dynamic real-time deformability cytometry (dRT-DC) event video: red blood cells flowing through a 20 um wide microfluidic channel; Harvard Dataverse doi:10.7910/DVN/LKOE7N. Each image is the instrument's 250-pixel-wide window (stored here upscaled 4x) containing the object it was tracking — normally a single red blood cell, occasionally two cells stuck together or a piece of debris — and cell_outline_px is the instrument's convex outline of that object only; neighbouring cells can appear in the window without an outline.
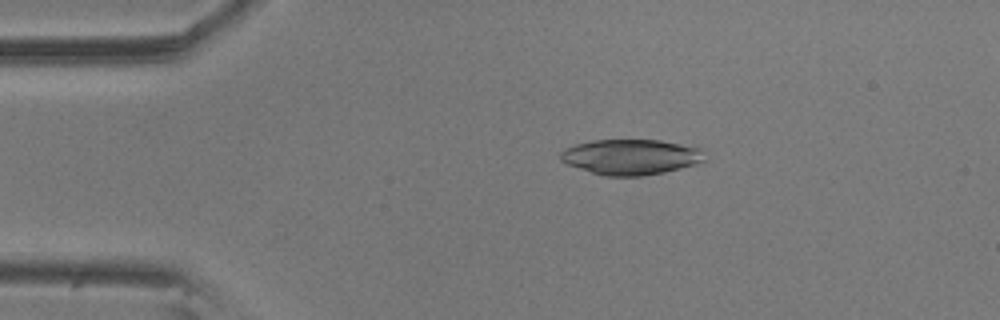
{"species": "common noctule bat (a hibernating species)", "species_latin": "Nyctalus noctula", "temperature_condition": "room temperature", "stored_images_in_passage": 56, "camera_frame_rate_fps": 3000, "um_per_image_px": 0.085, "animal": {"sex": "male", "body_mass_g": 20.5, "forearm_length_mm": 52.5}, "frame": {"image": 1, "passage_image": 10, "time_ms": 3.0, "image_size_px": [1000, 320], "cell_outline_px": [[704, 160], [680, 168], [664, 172], [644, 176], [604, 176], [568, 164], [560, 160], [560, 152], [576, 144], [592, 140], [660, 140], [704, 148]], "centroid_in_image_um": [53.64, 13.33], "position_along_channel_um": 31.4, "area_um2": 29.59}}
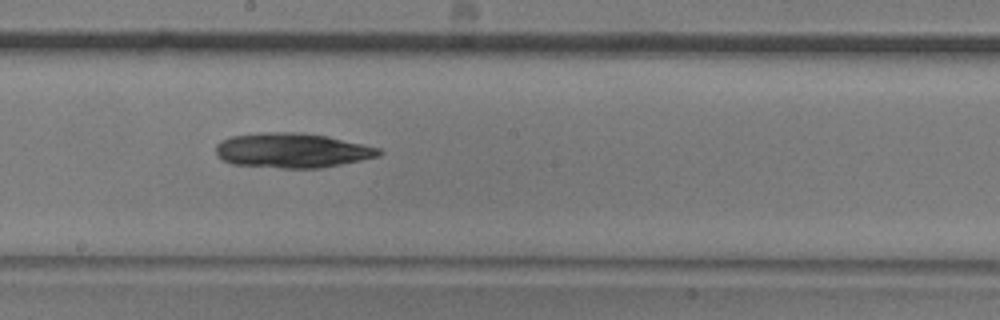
{"frame": {"image": 2, "passage_image": 30, "time_ms": 9.667, "image_size_px": [1000, 320], "cell_outline_px": [[384, 152], [380, 156], [320, 168], [280, 168], [232, 164], [216, 156], [216, 144], [220, 140], [232, 136], [260, 132], [300, 132], [328, 136], [380, 148]], "centroid_in_image_um": [24.81, 12.78], "position_along_channel_um": 223.4, "area_um2": 33.18}}
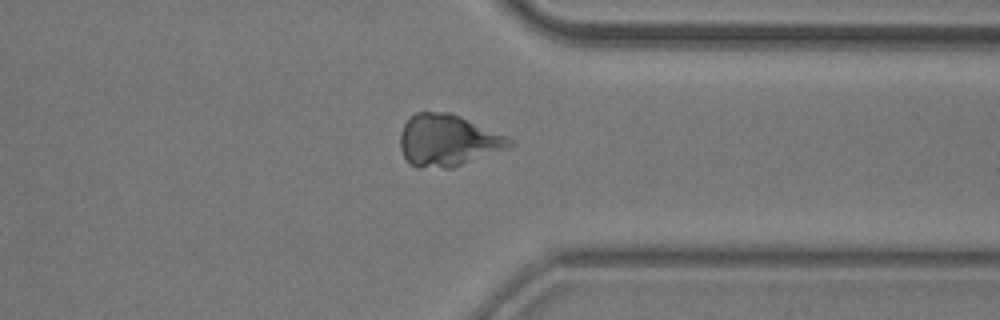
{"frame": {"image": 3, "passage_image": 43, "time_ms": 14.0, "image_size_px": [1000, 320], "cell_outline_px": [[516, 144], [452, 168], [416, 168], [408, 164], [400, 148], [400, 132], [404, 124], [416, 112], [448, 112], [460, 116], [508, 136]], "centroid_in_image_um": [38.03, 11.94], "position_along_channel_um": 373.4, "area_um2": 32.95}}